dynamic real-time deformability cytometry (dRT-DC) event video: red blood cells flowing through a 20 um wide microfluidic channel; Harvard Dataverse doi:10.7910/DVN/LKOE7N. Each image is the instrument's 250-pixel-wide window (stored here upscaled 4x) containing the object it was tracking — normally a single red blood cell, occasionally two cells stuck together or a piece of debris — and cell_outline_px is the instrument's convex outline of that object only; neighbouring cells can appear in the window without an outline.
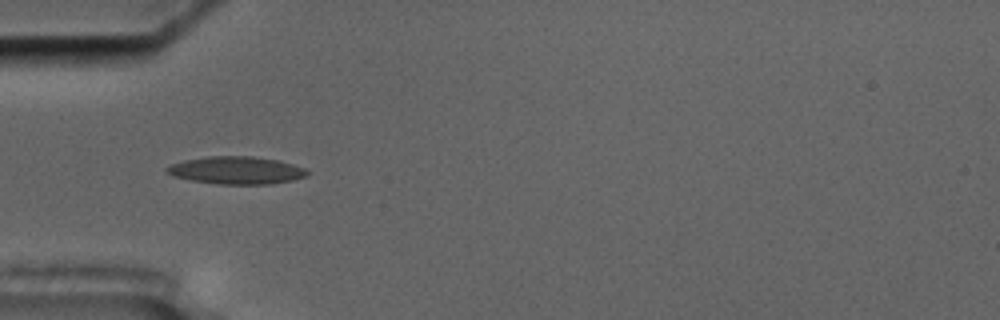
{"species": "common noctule bat (a hibernating species)", "species_latin": "Nyctalus noctula", "temperature_condition": "cold", "stored_images_in_passage": 2, "camera_frame_rate_fps": 3000, "um_per_image_px": 0.085, "animal": {"sex": "male", "body_mass_g": 17.5, "forearm_length_mm": 52.3}, "frame": {"image": 1, "passage_image": 1, "time_ms": 0.0, "image_size_px": [1000, 320], "cell_outline_px": [[308, 176], [292, 180], [272, 184], [216, 184], [192, 180], [172, 176], [164, 172], [164, 168], [172, 164], [184, 160], [208, 156], [252, 156], [280, 160], [304, 168], [308, 172]], "centroid_in_image_um": [20.07, 14.47], "position_along_channel_um": 64.9, "area_um2": 22.72}}